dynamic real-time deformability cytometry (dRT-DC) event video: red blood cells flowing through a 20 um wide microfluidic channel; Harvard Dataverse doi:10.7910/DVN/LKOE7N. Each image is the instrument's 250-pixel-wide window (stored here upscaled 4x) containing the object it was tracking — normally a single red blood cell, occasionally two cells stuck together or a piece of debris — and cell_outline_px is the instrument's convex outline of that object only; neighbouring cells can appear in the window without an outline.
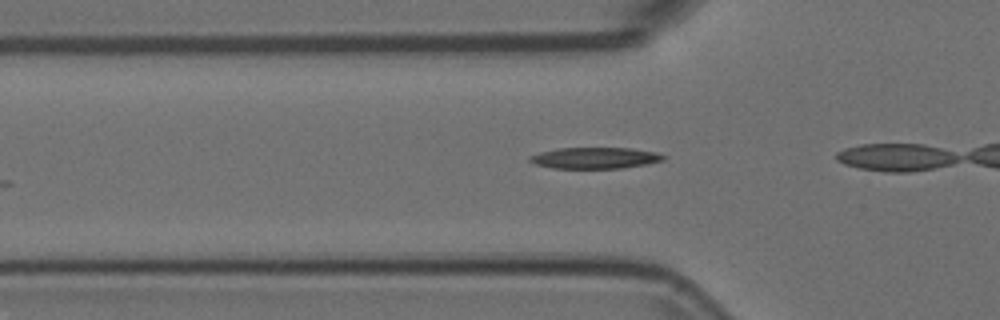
{"species": "Egyptian fruit bat (a non-hibernating species)", "species_latin": "Rousettus aegyptiacus", "temperature_condition": "room temperature", "stored_images_in_passage": 7, "camera_frame_rate_fps": 3000, "um_per_image_px": 0.085, "animal": {"sex": "female"}, "frame": {"image": 1, "passage_image": 4, "time_ms": 1.0, "image_size_px": [1000, 320], "cell_outline_px": [[668, 156], [664, 160], [648, 164], [624, 168], [552, 168], [536, 164], [528, 160], [528, 156], [540, 152], [560, 148], [628, 148], [656, 152]], "centroid_in_image_um": [50.61, 13.43], "position_along_channel_um": 75.2, "area_um2": 16.59}}